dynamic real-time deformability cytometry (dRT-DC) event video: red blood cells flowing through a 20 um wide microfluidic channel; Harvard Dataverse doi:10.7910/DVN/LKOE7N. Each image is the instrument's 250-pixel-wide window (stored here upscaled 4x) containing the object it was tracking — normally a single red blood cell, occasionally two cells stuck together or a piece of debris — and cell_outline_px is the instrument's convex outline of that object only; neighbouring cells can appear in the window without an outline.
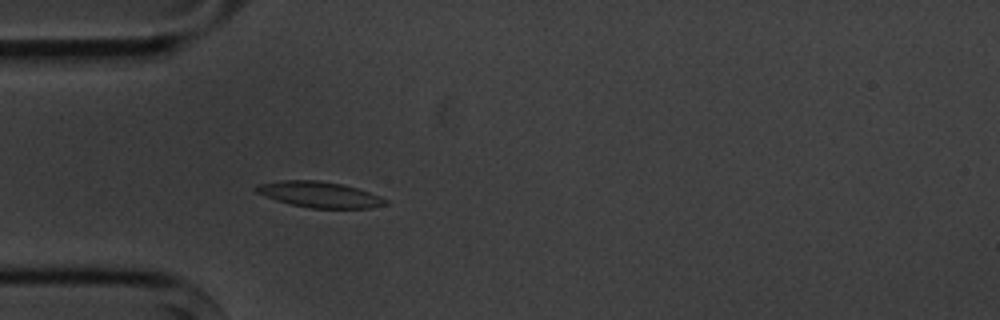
{"species": "common noctule bat (a hibernating species)", "species_latin": "Nyctalus noctula", "temperature_condition": "cold", "stored_images_in_passage": 3, "camera_frame_rate_fps": 3000, "um_per_image_px": 0.085, "animal": {"sex": "male", "body_mass_g": 20.1, "forearm_length_mm": 53.5}, "frame": {"image": 1, "passage_image": 3, "time_ms": 3.333, "image_size_px": [1000, 320], "cell_outline_px": [[388, 204], [372, 208], [312, 208], [292, 204], [276, 200], [256, 192], [252, 188], [256, 184], [280, 180], [316, 180], [340, 184], [356, 188], [380, 196], [388, 200]], "centroid_in_image_um": [27.13, 16.53], "position_along_channel_um": 57.9, "area_um2": 19.36}}